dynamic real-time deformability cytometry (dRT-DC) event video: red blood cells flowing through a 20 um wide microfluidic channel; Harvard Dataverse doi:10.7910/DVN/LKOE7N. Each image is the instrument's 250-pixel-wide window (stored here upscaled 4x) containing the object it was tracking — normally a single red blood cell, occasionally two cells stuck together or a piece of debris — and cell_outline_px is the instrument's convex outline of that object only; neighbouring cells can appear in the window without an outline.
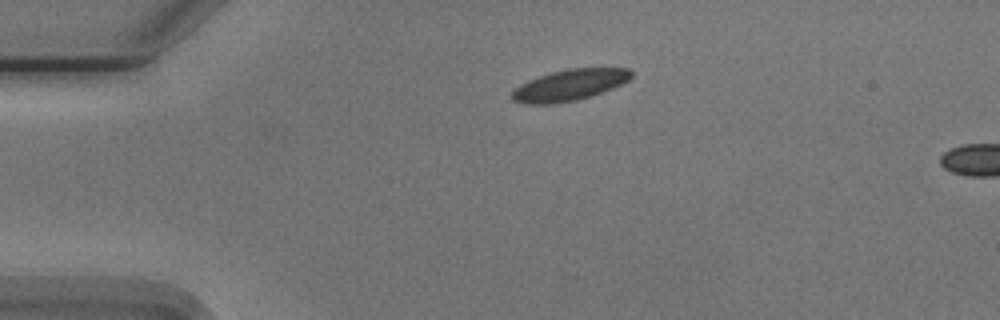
{"species": "Egyptian fruit bat (a non-hibernating species)", "species_latin": "Rousettus aegyptiacus", "temperature_condition": "cold", "stored_images_in_passage": 2, "camera_frame_rate_fps": 3000, "um_per_image_px": 0.085, "animal": {"sex": "male"}, "frame": {"image": 1, "passage_image": 1, "time_ms": 0.0, "image_size_px": [1000, 320], "cell_outline_px": [[632, 76], [628, 80], [612, 88], [592, 96], [576, 100], [548, 104], [528, 104], [512, 100], [512, 92], [520, 84], [536, 76], [568, 68], [628, 68], [632, 72]], "centroid_in_image_um": [48.4, 7.22], "position_along_channel_um": 36.6, "area_um2": 21.56}}